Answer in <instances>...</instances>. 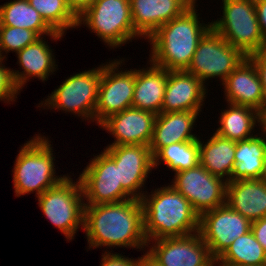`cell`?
Instances as JSON below:
<instances>
[{"label": "cell", "mask_w": 266, "mask_h": 266, "mask_svg": "<svg viewBox=\"0 0 266 266\" xmlns=\"http://www.w3.org/2000/svg\"><path fill=\"white\" fill-rule=\"evenodd\" d=\"M89 250L92 248H136L144 251L143 208L139 199L84 206V229ZM129 247V248H128Z\"/></svg>", "instance_id": "obj_1"}, {"label": "cell", "mask_w": 266, "mask_h": 266, "mask_svg": "<svg viewBox=\"0 0 266 266\" xmlns=\"http://www.w3.org/2000/svg\"><path fill=\"white\" fill-rule=\"evenodd\" d=\"M196 7L197 3L192 4L147 39L152 47L149 61L168 71L187 70L200 39L211 28V22L206 24L199 20Z\"/></svg>", "instance_id": "obj_2"}, {"label": "cell", "mask_w": 266, "mask_h": 266, "mask_svg": "<svg viewBox=\"0 0 266 266\" xmlns=\"http://www.w3.org/2000/svg\"><path fill=\"white\" fill-rule=\"evenodd\" d=\"M146 191L140 199L147 241L199 232L200 216L171 184Z\"/></svg>", "instance_id": "obj_3"}, {"label": "cell", "mask_w": 266, "mask_h": 266, "mask_svg": "<svg viewBox=\"0 0 266 266\" xmlns=\"http://www.w3.org/2000/svg\"><path fill=\"white\" fill-rule=\"evenodd\" d=\"M31 138L21 145L14 162L12 177L15 197L33 192L38 197L68 177V174L55 175V154L49 138L40 133Z\"/></svg>", "instance_id": "obj_4"}, {"label": "cell", "mask_w": 266, "mask_h": 266, "mask_svg": "<svg viewBox=\"0 0 266 266\" xmlns=\"http://www.w3.org/2000/svg\"><path fill=\"white\" fill-rule=\"evenodd\" d=\"M81 25L88 27L109 49L142 38L133 27L130 0H94L78 16L77 28Z\"/></svg>", "instance_id": "obj_5"}, {"label": "cell", "mask_w": 266, "mask_h": 266, "mask_svg": "<svg viewBox=\"0 0 266 266\" xmlns=\"http://www.w3.org/2000/svg\"><path fill=\"white\" fill-rule=\"evenodd\" d=\"M222 16L211 27L246 57L265 50L254 0H222Z\"/></svg>", "instance_id": "obj_6"}, {"label": "cell", "mask_w": 266, "mask_h": 266, "mask_svg": "<svg viewBox=\"0 0 266 266\" xmlns=\"http://www.w3.org/2000/svg\"><path fill=\"white\" fill-rule=\"evenodd\" d=\"M101 72L102 65L73 73L55 88L50 96L48 94L47 99L41 101L38 107L63 110L66 114L71 112L83 121L94 122Z\"/></svg>", "instance_id": "obj_7"}, {"label": "cell", "mask_w": 266, "mask_h": 266, "mask_svg": "<svg viewBox=\"0 0 266 266\" xmlns=\"http://www.w3.org/2000/svg\"><path fill=\"white\" fill-rule=\"evenodd\" d=\"M36 200L44 217L65 235L67 242L74 239L78 229H84L85 200L79 178L75 182L68 175L60 184L46 190Z\"/></svg>", "instance_id": "obj_8"}, {"label": "cell", "mask_w": 266, "mask_h": 266, "mask_svg": "<svg viewBox=\"0 0 266 266\" xmlns=\"http://www.w3.org/2000/svg\"><path fill=\"white\" fill-rule=\"evenodd\" d=\"M246 58L237 48L227 42L212 27L200 39L187 72L205 85L209 79L222 82Z\"/></svg>", "instance_id": "obj_9"}, {"label": "cell", "mask_w": 266, "mask_h": 266, "mask_svg": "<svg viewBox=\"0 0 266 266\" xmlns=\"http://www.w3.org/2000/svg\"><path fill=\"white\" fill-rule=\"evenodd\" d=\"M124 61V58H119L102 63L98 101L94 115V122L98 126L108 117L132 107L135 69L127 70L126 68L123 71L120 67L124 65Z\"/></svg>", "instance_id": "obj_10"}, {"label": "cell", "mask_w": 266, "mask_h": 266, "mask_svg": "<svg viewBox=\"0 0 266 266\" xmlns=\"http://www.w3.org/2000/svg\"><path fill=\"white\" fill-rule=\"evenodd\" d=\"M93 156L78 177L86 200L84 204L99 205L132 199L119 182L116 163L104 151Z\"/></svg>", "instance_id": "obj_11"}, {"label": "cell", "mask_w": 266, "mask_h": 266, "mask_svg": "<svg viewBox=\"0 0 266 266\" xmlns=\"http://www.w3.org/2000/svg\"><path fill=\"white\" fill-rule=\"evenodd\" d=\"M172 180L171 185L190 202L199 216L226 204L227 182L212 175L201 164L174 173Z\"/></svg>", "instance_id": "obj_12"}, {"label": "cell", "mask_w": 266, "mask_h": 266, "mask_svg": "<svg viewBox=\"0 0 266 266\" xmlns=\"http://www.w3.org/2000/svg\"><path fill=\"white\" fill-rule=\"evenodd\" d=\"M250 230L251 222L227 204L204 212L199 220V233L214 259Z\"/></svg>", "instance_id": "obj_13"}, {"label": "cell", "mask_w": 266, "mask_h": 266, "mask_svg": "<svg viewBox=\"0 0 266 266\" xmlns=\"http://www.w3.org/2000/svg\"><path fill=\"white\" fill-rule=\"evenodd\" d=\"M103 151L116 163L122 188L132 198L140 200L146 192L143 190L148 175L154 169L149 146L132 144L106 146Z\"/></svg>", "instance_id": "obj_14"}, {"label": "cell", "mask_w": 266, "mask_h": 266, "mask_svg": "<svg viewBox=\"0 0 266 266\" xmlns=\"http://www.w3.org/2000/svg\"><path fill=\"white\" fill-rule=\"evenodd\" d=\"M147 247L162 266H208L214 260L199 232L148 241Z\"/></svg>", "instance_id": "obj_15"}, {"label": "cell", "mask_w": 266, "mask_h": 266, "mask_svg": "<svg viewBox=\"0 0 266 266\" xmlns=\"http://www.w3.org/2000/svg\"><path fill=\"white\" fill-rule=\"evenodd\" d=\"M156 117L157 115L152 112L129 107L105 119L99 128L105 129L114 137V142L107 146L129 144L149 146Z\"/></svg>", "instance_id": "obj_16"}, {"label": "cell", "mask_w": 266, "mask_h": 266, "mask_svg": "<svg viewBox=\"0 0 266 266\" xmlns=\"http://www.w3.org/2000/svg\"><path fill=\"white\" fill-rule=\"evenodd\" d=\"M226 103L251 107L262 115L266 99L256 66L246 57L222 82Z\"/></svg>", "instance_id": "obj_17"}, {"label": "cell", "mask_w": 266, "mask_h": 266, "mask_svg": "<svg viewBox=\"0 0 266 266\" xmlns=\"http://www.w3.org/2000/svg\"><path fill=\"white\" fill-rule=\"evenodd\" d=\"M208 88L186 70L169 71L161 112H202Z\"/></svg>", "instance_id": "obj_18"}, {"label": "cell", "mask_w": 266, "mask_h": 266, "mask_svg": "<svg viewBox=\"0 0 266 266\" xmlns=\"http://www.w3.org/2000/svg\"><path fill=\"white\" fill-rule=\"evenodd\" d=\"M192 4L190 0H130L133 27L142 38L148 39Z\"/></svg>", "instance_id": "obj_19"}, {"label": "cell", "mask_w": 266, "mask_h": 266, "mask_svg": "<svg viewBox=\"0 0 266 266\" xmlns=\"http://www.w3.org/2000/svg\"><path fill=\"white\" fill-rule=\"evenodd\" d=\"M46 36L40 37L34 43L29 44L16 53L17 64L23 71L13 70L12 77L16 87L22 91L29 79L38 78L42 82L47 81L54 74L58 65L56 64L53 49L46 42Z\"/></svg>", "instance_id": "obj_20"}, {"label": "cell", "mask_w": 266, "mask_h": 266, "mask_svg": "<svg viewBox=\"0 0 266 266\" xmlns=\"http://www.w3.org/2000/svg\"><path fill=\"white\" fill-rule=\"evenodd\" d=\"M201 112L181 111L157 115L149 148L154 156L161 148L172 143L198 140L192 131Z\"/></svg>", "instance_id": "obj_21"}, {"label": "cell", "mask_w": 266, "mask_h": 266, "mask_svg": "<svg viewBox=\"0 0 266 266\" xmlns=\"http://www.w3.org/2000/svg\"><path fill=\"white\" fill-rule=\"evenodd\" d=\"M226 204L250 222L266 217V181L240 179L227 182Z\"/></svg>", "instance_id": "obj_22"}, {"label": "cell", "mask_w": 266, "mask_h": 266, "mask_svg": "<svg viewBox=\"0 0 266 266\" xmlns=\"http://www.w3.org/2000/svg\"><path fill=\"white\" fill-rule=\"evenodd\" d=\"M148 62L149 67L135 69L132 107L158 115L161 113L169 71Z\"/></svg>", "instance_id": "obj_23"}, {"label": "cell", "mask_w": 266, "mask_h": 266, "mask_svg": "<svg viewBox=\"0 0 266 266\" xmlns=\"http://www.w3.org/2000/svg\"><path fill=\"white\" fill-rule=\"evenodd\" d=\"M227 106L218 117L217 123L220 125L216 128L215 133L219 136L237 142L255 136L257 134L254 130L255 127L263 128V115L257 110L232 103H228Z\"/></svg>", "instance_id": "obj_24"}, {"label": "cell", "mask_w": 266, "mask_h": 266, "mask_svg": "<svg viewBox=\"0 0 266 266\" xmlns=\"http://www.w3.org/2000/svg\"><path fill=\"white\" fill-rule=\"evenodd\" d=\"M209 137L207 142H202L200 136L198 138L200 164L212 175L229 182L235 166L236 141L215 132Z\"/></svg>", "instance_id": "obj_25"}, {"label": "cell", "mask_w": 266, "mask_h": 266, "mask_svg": "<svg viewBox=\"0 0 266 266\" xmlns=\"http://www.w3.org/2000/svg\"><path fill=\"white\" fill-rule=\"evenodd\" d=\"M265 155L266 131L263 128L252 138L237 141L231 181L262 179Z\"/></svg>", "instance_id": "obj_26"}, {"label": "cell", "mask_w": 266, "mask_h": 266, "mask_svg": "<svg viewBox=\"0 0 266 266\" xmlns=\"http://www.w3.org/2000/svg\"><path fill=\"white\" fill-rule=\"evenodd\" d=\"M0 26L25 28L56 42L65 36L54 32L28 0H11L0 5Z\"/></svg>", "instance_id": "obj_27"}, {"label": "cell", "mask_w": 266, "mask_h": 266, "mask_svg": "<svg viewBox=\"0 0 266 266\" xmlns=\"http://www.w3.org/2000/svg\"><path fill=\"white\" fill-rule=\"evenodd\" d=\"M217 261L219 265L266 266V253L250 230L236 238Z\"/></svg>", "instance_id": "obj_28"}, {"label": "cell", "mask_w": 266, "mask_h": 266, "mask_svg": "<svg viewBox=\"0 0 266 266\" xmlns=\"http://www.w3.org/2000/svg\"><path fill=\"white\" fill-rule=\"evenodd\" d=\"M161 163L174 173L196 167L200 164L199 140L172 143L161 148L153 156V168L157 169Z\"/></svg>", "instance_id": "obj_29"}, {"label": "cell", "mask_w": 266, "mask_h": 266, "mask_svg": "<svg viewBox=\"0 0 266 266\" xmlns=\"http://www.w3.org/2000/svg\"><path fill=\"white\" fill-rule=\"evenodd\" d=\"M28 1L54 32L65 35L67 30L77 28L78 17L68 7L65 0Z\"/></svg>", "instance_id": "obj_30"}, {"label": "cell", "mask_w": 266, "mask_h": 266, "mask_svg": "<svg viewBox=\"0 0 266 266\" xmlns=\"http://www.w3.org/2000/svg\"><path fill=\"white\" fill-rule=\"evenodd\" d=\"M39 38L36 32L25 28L0 26V59L6 60L10 51L17 53Z\"/></svg>", "instance_id": "obj_31"}, {"label": "cell", "mask_w": 266, "mask_h": 266, "mask_svg": "<svg viewBox=\"0 0 266 266\" xmlns=\"http://www.w3.org/2000/svg\"><path fill=\"white\" fill-rule=\"evenodd\" d=\"M4 59H0V101L4 103L16 102L17 95L20 94V90L16 87L11 69L6 67Z\"/></svg>", "instance_id": "obj_32"}, {"label": "cell", "mask_w": 266, "mask_h": 266, "mask_svg": "<svg viewBox=\"0 0 266 266\" xmlns=\"http://www.w3.org/2000/svg\"><path fill=\"white\" fill-rule=\"evenodd\" d=\"M111 251H104L101 257V264L100 266H138L139 265V260L140 257L137 259L135 258H129L126 257L125 255H121L120 253L113 252Z\"/></svg>", "instance_id": "obj_33"}, {"label": "cell", "mask_w": 266, "mask_h": 266, "mask_svg": "<svg viewBox=\"0 0 266 266\" xmlns=\"http://www.w3.org/2000/svg\"><path fill=\"white\" fill-rule=\"evenodd\" d=\"M248 58L257 68L266 99V49L250 54Z\"/></svg>", "instance_id": "obj_34"}, {"label": "cell", "mask_w": 266, "mask_h": 266, "mask_svg": "<svg viewBox=\"0 0 266 266\" xmlns=\"http://www.w3.org/2000/svg\"><path fill=\"white\" fill-rule=\"evenodd\" d=\"M251 231L266 253V217L251 222Z\"/></svg>", "instance_id": "obj_35"}, {"label": "cell", "mask_w": 266, "mask_h": 266, "mask_svg": "<svg viewBox=\"0 0 266 266\" xmlns=\"http://www.w3.org/2000/svg\"><path fill=\"white\" fill-rule=\"evenodd\" d=\"M259 27L266 43V0H254Z\"/></svg>", "instance_id": "obj_36"}, {"label": "cell", "mask_w": 266, "mask_h": 266, "mask_svg": "<svg viewBox=\"0 0 266 266\" xmlns=\"http://www.w3.org/2000/svg\"><path fill=\"white\" fill-rule=\"evenodd\" d=\"M68 7L72 12L78 17L80 16L88 7L91 6L94 0H65Z\"/></svg>", "instance_id": "obj_37"}, {"label": "cell", "mask_w": 266, "mask_h": 266, "mask_svg": "<svg viewBox=\"0 0 266 266\" xmlns=\"http://www.w3.org/2000/svg\"><path fill=\"white\" fill-rule=\"evenodd\" d=\"M138 266H162L147 251L140 257Z\"/></svg>", "instance_id": "obj_38"}, {"label": "cell", "mask_w": 266, "mask_h": 266, "mask_svg": "<svg viewBox=\"0 0 266 266\" xmlns=\"http://www.w3.org/2000/svg\"><path fill=\"white\" fill-rule=\"evenodd\" d=\"M262 179L266 181V155L264 159V170H263Z\"/></svg>", "instance_id": "obj_39"}, {"label": "cell", "mask_w": 266, "mask_h": 266, "mask_svg": "<svg viewBox=\"0 0 266 266\" xmlns=\"http://www.w3.org/2000/svg\"><path fill=\"white\" fill-rule=\"evenodd\" d=\"M263 129L266 131V112L263 115Z\"/></svg>", "instance_id": "obj_40"}, {"label": "cell", "mask_w": 266, "mask_h": 266, "mask_svg": "<svg viewBox=\"0 0 266 266\" xmlns=\"http://www.w3.org/2000/svg\"><path fill=\"white\" fill-rule=\"evenodd\" d=\"M208 266H216V259H214Z\"/></svg>", "instance_id": "obj_41"}, {"label": "cell", "mask_w": 266, "mask_h": 266, "mask_svg": "<svg viewBox=\"0 0 266 266\" xmlns=\"http://www.w3.org/2000/svg\"><path fill=\"white\" fill-rule=\"evenodd\" d=\"M220 266H245V265H220Z\"/></svg>", "instance_id": "obj_42"}, {"label": "cell", "mask_w": 266, "mask_h": 266, "mask_svg": "<svg viewBox=\"0 0 266 266\" xmlns=\"http://www.w3.org/2000/svg\"><path fill=\"white\" fill-rule=\"evenodd\" d=\"M193 4H196L197 0H190Z\"/></svg>", "instance_id": "obj_43"}]
</instances>
